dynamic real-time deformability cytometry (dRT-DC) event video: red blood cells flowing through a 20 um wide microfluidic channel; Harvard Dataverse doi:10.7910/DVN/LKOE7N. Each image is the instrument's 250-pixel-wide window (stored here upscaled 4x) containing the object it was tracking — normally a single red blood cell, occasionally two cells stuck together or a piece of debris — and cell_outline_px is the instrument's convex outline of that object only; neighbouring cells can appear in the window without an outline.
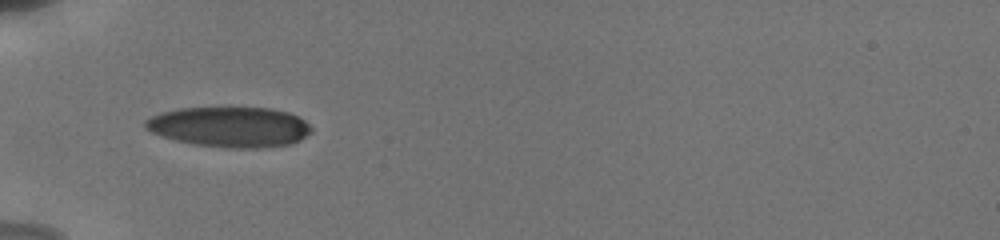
{"species": "human", "species_latin": "Homo sapiens", "temperature_condition": "cold", "stored_images_in_passage": 49, "camera_frame_rate_fps": 3000, "um_per_image_px": 0.085, "donor": {"sex": "male"}, "frame": {"image": 1, "passage_image": 1, "time_ms": 0.0, "image_size_px": [1000, 240], "cell_outline_px": [[312, 132], [300, 140], [292, 144], [260, 148], [228, 148], [196, 144], [176, 140], [160, 136], [144, 128], [144, 120], [160, 112], [180, 108], [228, 104], [272, 108], [288, 112], [304, 120], [312, 128]], "centroid_in_image_um": [19.52, 10.73], "position_along_channel_um": 65.5, "area_um2": 40.4}}
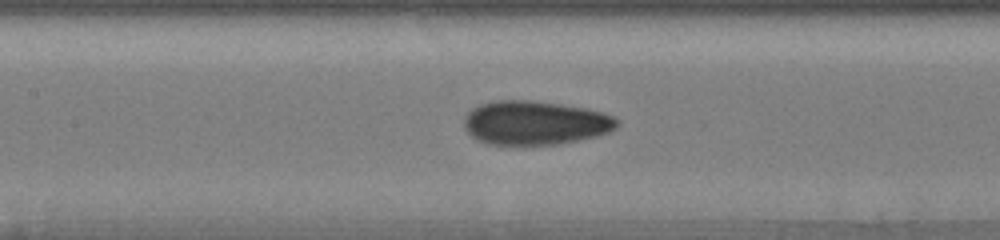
{"frame": {"image": 2, "passage_image": 13, "time_ms": 2.667, "image_size_px": [1000, 240], "cell_outline_px": [[620, 124], [616, 128], [608, 132], [596, 136], [556, 144], [488, 144], [476, 140], [464, 128], [464, 116], [472, 108], [480, 104], [492, 100], [532, 100], [588, 108], [616, 116], [620, 120]], "centroid_in_image_um": [45.49, 10.42], "position_along_channel_um": 161.9, "area_um2": 39.42}}
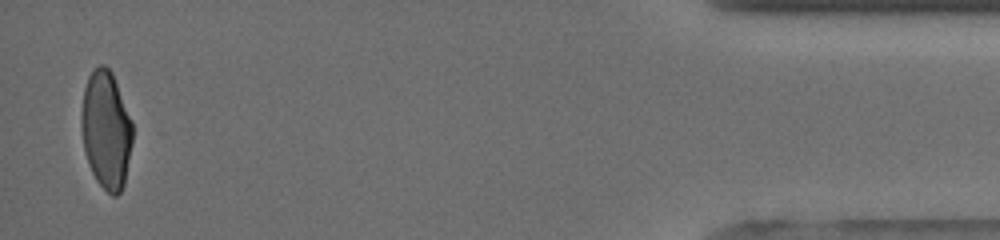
{"frame": {"image": 3, "passage_image": 48, "time_ms": 11.333, "image_size_px": [1000, 240], "cell_outline_px": [[132, 144], [124, 184], [120, 192], [116, 196], [112, 196], [96, 180], [88, 164], [84, 148], [80, 128], [80, 112], [84, 88], [88, 76], [100, 64], [104, 64], [112, 72], [132, 120]], "centroid_in_image_um": [9.01, 11.03], "position_along_channel_um": 426.2, "area_um2": 35.37}, "authors_computed_cell_mechanics": {"area_um2": 36.8764, "velocity_mm_per_s": 3.8601, "shape_relaxation_time_tau1_ms": 6.8781, "shape_relaxation_time_tau2_ms": 1.1635, "deformation_change_tau1": 0.1893, "deformation_change_tau2": 0.062}}